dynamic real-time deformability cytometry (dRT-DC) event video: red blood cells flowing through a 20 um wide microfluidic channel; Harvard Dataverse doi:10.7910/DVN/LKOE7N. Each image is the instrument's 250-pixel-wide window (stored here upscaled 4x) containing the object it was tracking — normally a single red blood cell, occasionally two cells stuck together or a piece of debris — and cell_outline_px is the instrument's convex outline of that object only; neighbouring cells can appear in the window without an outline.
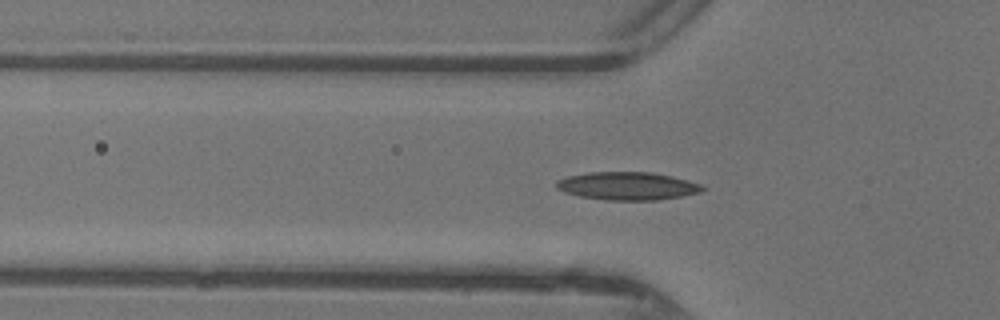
{"species": "common noctule bat (a hibernating species)", "species_latin": "Nyctalus noctula", "temperature_condition": "warm", "stored_images_in_passage": 21, "camera_frame_rate_fps": 3000, "um_per_image_px": 0.085, "animal": {"sex": "female"}, "frame": {"image": 1, "passage_image": 3, "time_ms": 0.667, "image_size_px": [1000, 320], "cell_outline_px": [[708, 188], [700, 192], [680, 196], [656, 200], [604, 200], [580, 196], [564, 192], [556, 188], [556, 180], [568, 176], [588, 172], [652, 172], [672, 176], [700, 184]], "centroid_in_image_um": [53.31, 15.8], "position_along_channel_um": 72.5, "area_um2": 23.81}}
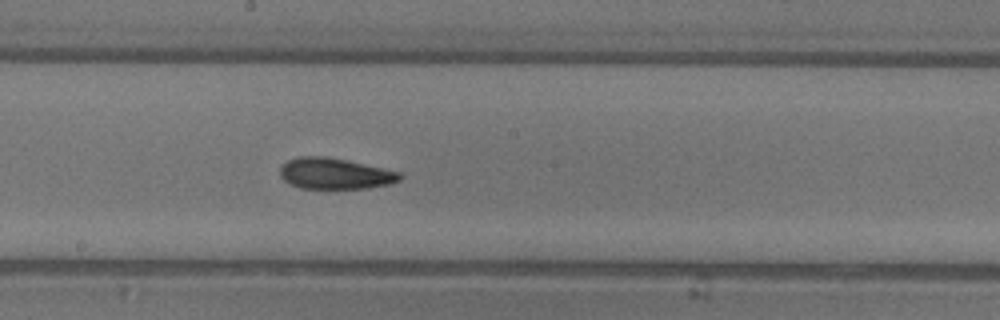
{"frame": {"image": 2, "passage_image": 13, "time_ms": 4.0, "image_size_px": [1000, 320], "cell_outline_px": [[404, 176], [400, 180], [388, 184], [368, 188], [300, 188], [288, 184], [280, 176], [280, 168], [288, 160], [300, 156], [324, 156], [344, 160], [400, 172]], "centroid_in_image_um": [28.44, 14.76], "position_along_channel_um": 219.8, "area_um2": 21.44}}
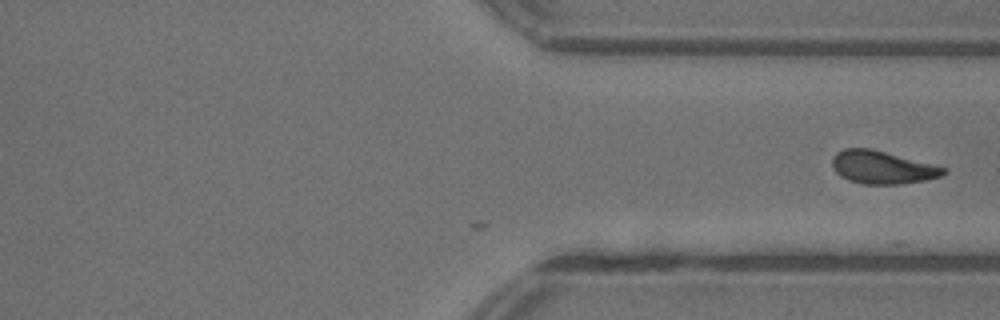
{"frame": {"image": 3, "passage_image": 21, "time_ms": 6.667, "image_size_px": [1000, 320], "cell_outline_px": [[948, 172], [940, 176], [928, 180], [900, 184], [864, 184], [848, 180], [840, 176], [832, 168], [832, 156], [836, 152], [844, 148], [868, 148], [948, 168]], "centroid_in_image_um": [74.98, 14.23], "position_along_channel_um": 336.4, "area_um2": 21.33}}